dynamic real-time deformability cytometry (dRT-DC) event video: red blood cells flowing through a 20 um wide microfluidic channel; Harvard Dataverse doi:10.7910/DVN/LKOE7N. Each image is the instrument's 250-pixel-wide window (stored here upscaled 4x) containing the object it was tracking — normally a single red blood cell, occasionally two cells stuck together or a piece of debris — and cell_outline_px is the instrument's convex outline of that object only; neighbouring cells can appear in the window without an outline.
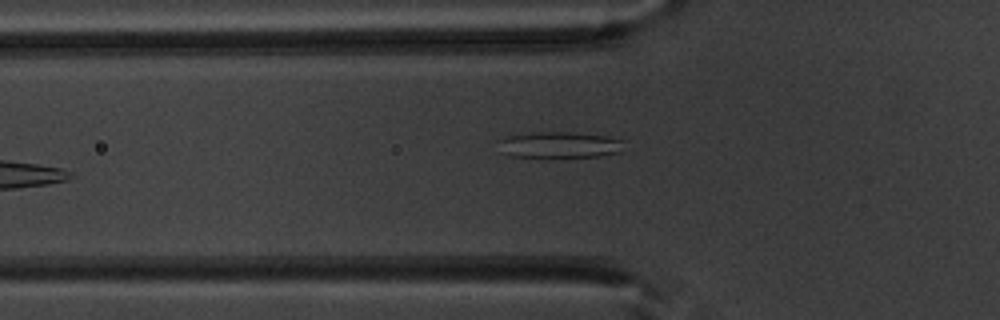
{"species": "common noctule bat (a hibernating species)", "species_latin": "Nyctalus noctula", "temperature_condition": "warm", "stored_images_in_passage": 34, "camera_frame_rate_fps": 3000, "um_per_image_px": 0.085, "animal": {"sex": "male", "body_mass_g": 20.1, "forearm_length_mm": 53.5}, "frame": {"image": 1, "passage_image": 3, "time_ms": 0.667, "image_size_px": [1000, 320], "cell_outline_px": [[628, 140], [620, 152], [600, 156], [512, 156], [500, 152], [496, 140], [508, 136], [536, 132], [572, 132], [608, 136]], "centroid_in_image_um": [47.59, 12.29], "position_along_channel_um": 78.2, "area_um2": 19.25}}
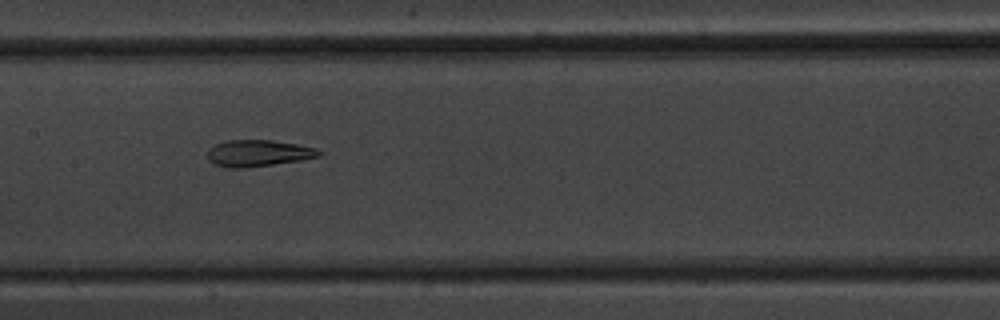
{"frame": {"image": 2, "passage_image": 11, "time_ms": 3.333, "image_size_px": [1000, 320], "cell_outline_px": [[324, 152], [320, 156], [300, 160], [244, 168], [228, 168], [216, 164], [208, 160], [208, 148], [216, 144], [228, 140], [272, 140], [296, 144], [316, 148]], "centroid_in_image_um": [21.95, 13.02], "position_along_channel_um": 185.4, "area_um2": 17.17}}
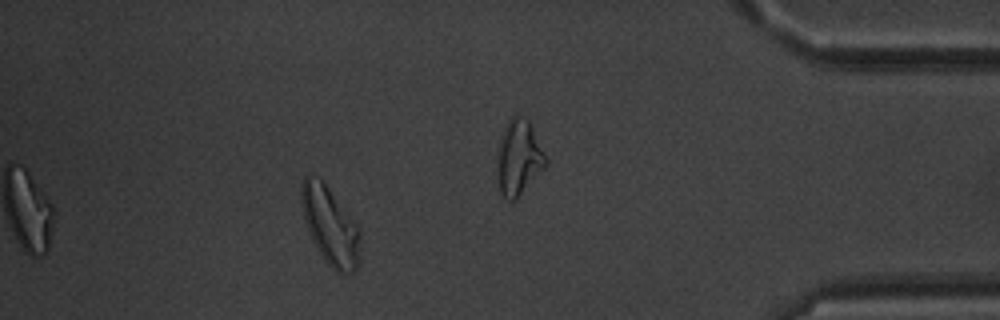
{"frame": {"image": 3, "passage_image": 28, "time_ms": 9.0, "image_size_px": [1000, 320], "cell_outline_px": [[360, 260], [356, 268], [352, 272], [340, 276], [324, 260], [316, 248], [308, 232], [304, 220], [300, 204], [300, 184], [304, 176], [308, 176], [320, 180], [328, 188], [360, 228]], "centroid_in_image_um": [28.05, 19.25], "position_along_channel_um": 407.1, "area_um2": 26.93}, "authors_computed_cell_mechanics": {"area_um2": 19.4497, "velocity_mm_per_s": 3.9824, "shape_relaxation_time_tau1_ms": 6.7608, "shape_relaxation_time_tau2_ms": 2.2974, "deformation_change_tau1": 0.1901, "deformation_change_tau2": 0.097}}